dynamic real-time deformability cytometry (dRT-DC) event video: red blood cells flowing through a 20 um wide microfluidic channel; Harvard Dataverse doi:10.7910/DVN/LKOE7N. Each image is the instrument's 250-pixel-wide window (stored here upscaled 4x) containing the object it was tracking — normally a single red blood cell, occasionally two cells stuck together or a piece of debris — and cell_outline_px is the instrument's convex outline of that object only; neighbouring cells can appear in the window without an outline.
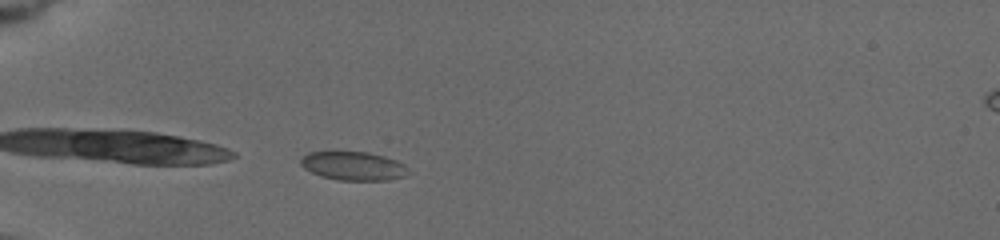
{"species": "common noctule bat (a hibernating species)", "species_latin": "Nyctalus noctula", "temperature_condition": "cold", "stored_images_in_passage": 47, "camera_frame_rate_fps": 3000, "um_per_image_px": 0.085, "animal": {"sex": "female", "body_mass_g": 19.5, "forearm_length_mm": 54.1}, "frame": {"image": 1, "passage_image": 3, "time_ms": 0.667, "image_size_px": [1000, 240], "cell_outline_px": [[404, 176], [388, 180], [340, 180], [320, 176], [304, 168], [300, 164], [300, 160], [308, 152], [328, 148], [368, 152], [384, 156], [396, 160], [404, 164]], "centroid_in_image_um": [29.91, 14.04], "position_along_channel_um": 55.1, "area_um2": 18.5}}
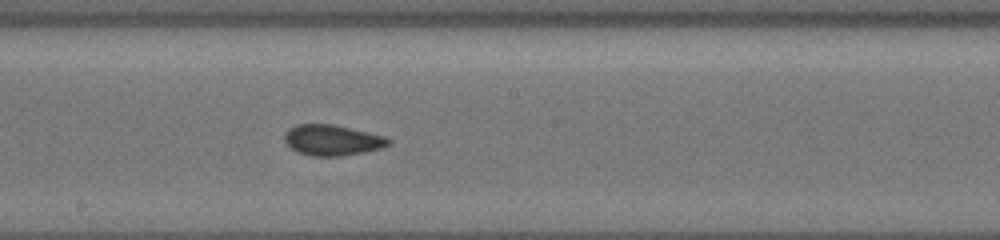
{"frame": {"image": 2, "passage_image": 20, "time_ms": 5.667, "image_size_px": [1000, 240], "cell_outline_px": [[392, 144], [380, 148], [364, 152], [340, 156], [312, 156], [296, 152], [284, 140], [284, 136], [288, 128], [296, 124], [332, 124], [368, 132], [384, 136], [392, 140]], "centroid_in_image_um": [28.24, 11.91], "position_along_channel_um": 220.0, "area_um2": 18.61}}
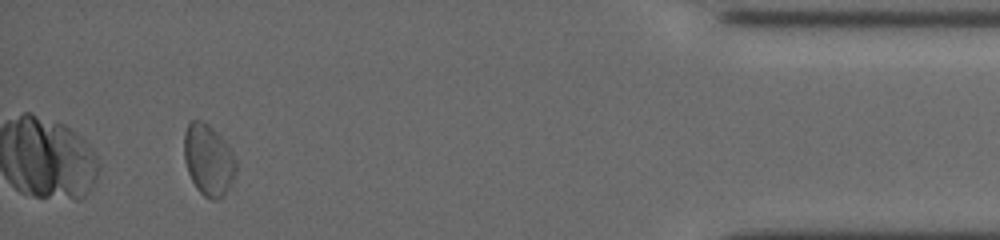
{"frame": {"image": 3, "passage_image": 40, "time_ms": 12.333, "image_size_px": [1000, 240], "cell_outline_px": [[236, 172], [228, 188], [216, 200], [208, 200], [196, 188], [188, 172], [184, 160], [184, 132], [188, 120], [200, 120], [208, 124], [228, 144], [236, 160]], "centroid_in_image_um": [17.69, 13.56], "position_along_channel_um": 417.5, "area_um2": 21.56}, "authors_computed_cell_mechanics": {"area_um2": 18.6116, "velocity_mm_per_s": 3.7211, "shape_relaxation_time_tau1_ms": 4.2553, "shape_relaxation_time_tau2_ms": null, "deformation_change_tau1": 0.0641, "deformation_change_tau2": null}}